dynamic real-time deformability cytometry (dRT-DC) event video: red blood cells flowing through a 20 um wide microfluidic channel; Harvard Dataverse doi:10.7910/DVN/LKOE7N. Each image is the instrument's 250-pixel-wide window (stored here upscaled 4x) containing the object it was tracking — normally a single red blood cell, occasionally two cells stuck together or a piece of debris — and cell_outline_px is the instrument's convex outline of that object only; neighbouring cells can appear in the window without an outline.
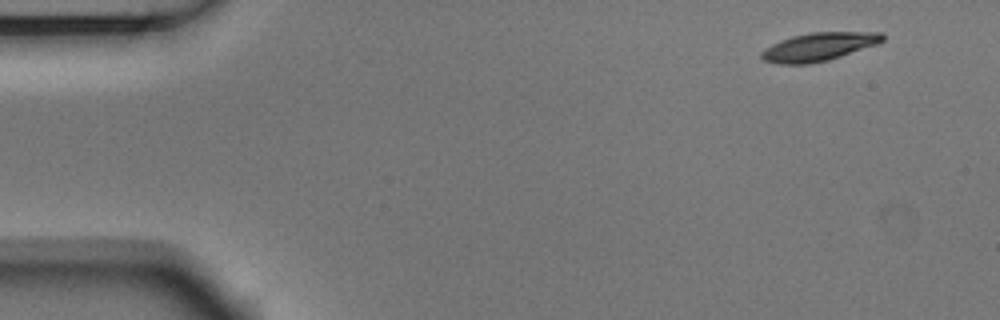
{"species": "Egyptian fruit bat (a non-hibernating species)", "species_latin": "Rousettus aegyptiacus", "temperature_condition": "room temperature", "stored_images_in_passage": 4, "segment_of_instrument_passage": [1, 2], "camera_frame_rate_fps": 3000, "um_per_image_px": 0.085, "animal": {"sex": "male"}, "frame": {"image": 1, "passage_image": 1, "time_ms": 0.0, "image_size_px": [1000, 320], "cell_outline_px": [[884, 40], [876, 44], [828, 60], [808, 64], [776, 64], [764, 60], [760, 56], [760, 52], [772, 44], [780, 40], [792, 36], [812, 32], [880, 32], [884, 36]], "centroid_in_image_um": [69.55, 3.98], "position_along_channel_um": 15.4, "area_um2": 19.77}}